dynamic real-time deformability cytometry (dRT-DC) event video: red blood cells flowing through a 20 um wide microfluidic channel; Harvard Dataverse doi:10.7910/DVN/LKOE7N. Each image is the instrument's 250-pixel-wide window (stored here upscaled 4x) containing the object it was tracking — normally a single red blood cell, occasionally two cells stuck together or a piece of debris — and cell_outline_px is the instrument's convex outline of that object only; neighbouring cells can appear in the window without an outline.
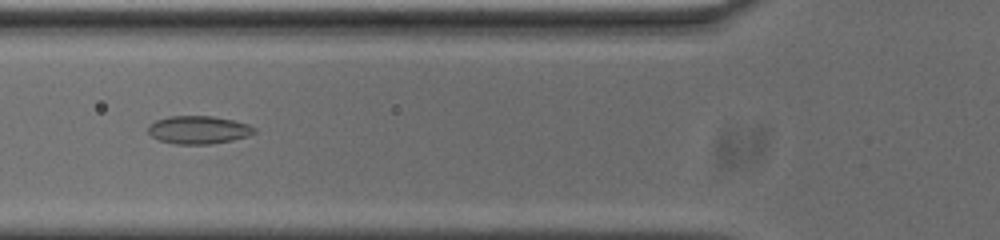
{"species": "common noctule bat (a hibernating species)", "species_latin": "Nyctalus noctula", "temperature_condition": "cold", "stored_images_in_passage": 41, "camera_frame_rate_fps": 3000, "um_per_image_px": 0.085, "animal": {"sex": "male", "body_mass_g": 20.0, "forearm_length_mm": 53.3}, "frame": {"image": 1, "passage_image": 11, "time_ms": 3.333, "image_size_px": [1000, 240], "cell_outline_px": [[256, 132], [248, 136], [232, 140], [208, 144], [176, 144], [160, 140], [152, 136], [148, 132], [148, 124], [156, 120], [168, 116], [212, 116], [232, 120], [248, 124], [256, 128]], "centroid_in_image_um": [16.87, 11.03], "position_along_channel_um": 108.9, "area_um2": 17.28}}
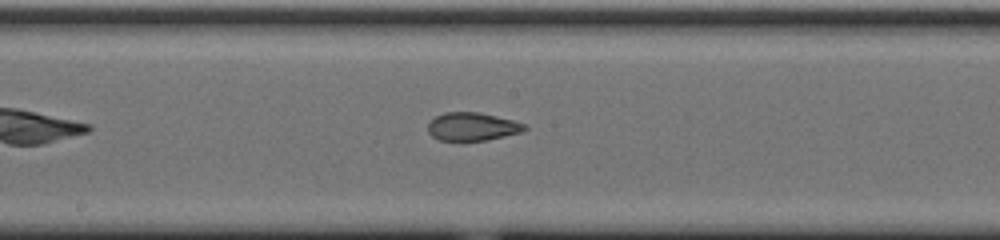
{"frame": {"image": 2, "passage_image": 19, "time_ms": 6.0, "image_size_px": [1000, 240], "cell_outline_px": [[528, 128], [520, 132], [488, 140], [464, 144], [460, 144], [440, 140], [432, 136], [428, 132], [428, 124], [436, 116], [444, 112], [476, 112], [512, 120], [524, 124]], "centroid_in_image_um": [40.08, 10.82], "position_along_channel_um": 208.1, "area_um2": 16.3}}
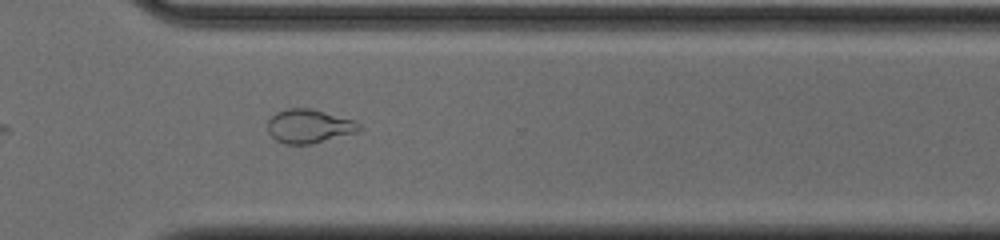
{"frame": {"image": 3, "passage_image": 30, "time_ms": 9.667, "image_size_px": [1000, 240], "cell_outline_px": [[360, 128], [356, 132], [312, 144], [284, 144], [276, 140], [268, 132], [268, 120], [276, 112], [288, 108], [312, 108], [356, 120], [360, 124]], "centroid_in_image_um": [26.26, 10.71], "position_along_channel_um": 344.3, "area_um2": 18.09}, "authors_computed_cell_mechanics": {"area_um2": 17.2822, "velocity_mm_per_s": 3.719, "shape_relaxation_time_tau1_ms": null, "shape_relaxation_time_tau2_ms": 1.8551, "deformation_change_tau1": null, "deformation_change_tau2": 0.0749}}